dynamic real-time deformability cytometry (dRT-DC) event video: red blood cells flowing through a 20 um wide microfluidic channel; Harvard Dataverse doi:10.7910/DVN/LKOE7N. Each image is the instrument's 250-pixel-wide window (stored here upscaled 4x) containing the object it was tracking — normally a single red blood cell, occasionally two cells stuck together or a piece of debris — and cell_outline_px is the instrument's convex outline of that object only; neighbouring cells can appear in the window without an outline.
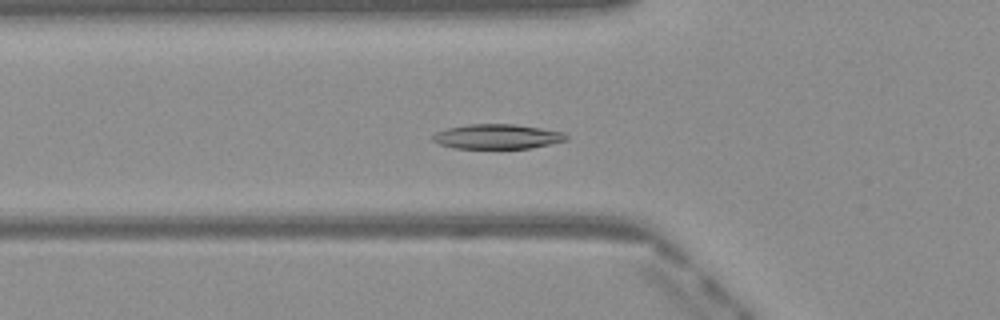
{"species": "Egyptian fruit bat (a non-hibernating species)", "species_latin": "Rousettus aegyptiacus", "temperature_condition": "warm", "stored_images_in_passage": 36, "camera_frame_rate_fps": 3000, "um_per_image_px": 0.085, "frame": {"image": 1, "passage_image": 4, "time_ms": 1.0, "image_size_px": [1000, 320], "cell_outline_px": [[568, 140], [532, 148], [456, 148], [440, 144], [432, 140], [432, 136], [436, 132], [448, 128], [468, 124], [516, 124], [564, 132], [568, 136]], "centroid_in_image_um": [42.3, 11.6], "position_along_channel_um": 83.5, "area_um2": 19.19}}
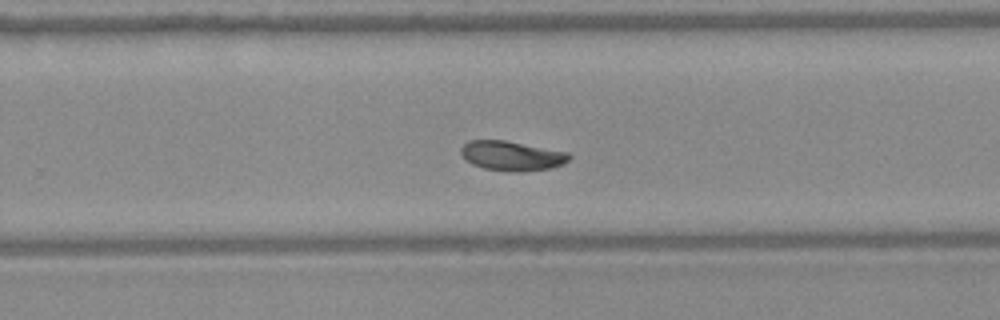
{"frame": {"image": 2, "passage_image": 19, "time_ms": 6.0, "image_size_px": [1000, 320], "cell_outline_px": [[572, 156], [564, 164], [552, 168], [516, 172], [512, 172], [484, 168], [472, 164], [460, 152], [460, 148], [468, 140], [504, 140], [568, 152]], "centroid_in_image_um": [43.52, 13.24], "position_along_channel_um": 286.3, "area_um2": 18.61}}
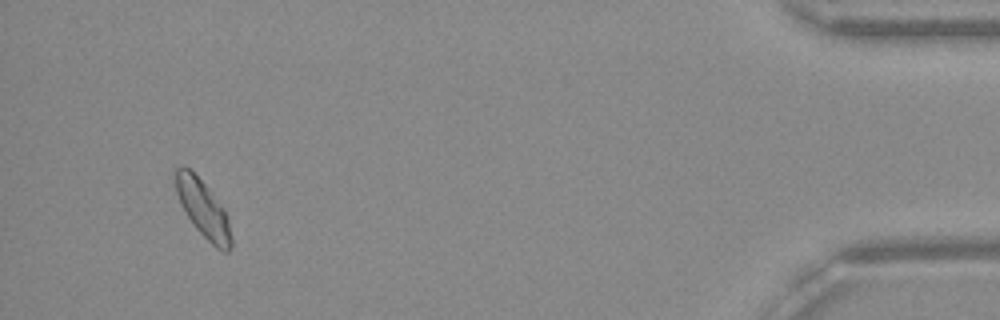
{"frame": {"image": 3, "passage_image": 34, "time_ms": 11.0, "image_size_px": [1000, 320], "cell_outline_px": [[232, 248], [228, 252], [224, 252], [216, 248], [196, 228], [180, 204], [176, 192], [176, 168], [184, 164], [204, 184], [224, 208], [228, 216], [232, 236]], "centroid_in_image_um": [17.3, 17.79], "position_along_channel_um": 417.9, "area_um2": 18.32}, "authors_computed_cell_mechanics": {"area_um2": 18.6116, "velocity_mm_per_s": 4.0452, "shape_relaxation_time_tau1_ms": 4.7019, "shape_relaxation_time_tau2_ms": 3.9497, "deformation_change_tau1": 0.138, "deformation_change_tau2": 0.0639}}